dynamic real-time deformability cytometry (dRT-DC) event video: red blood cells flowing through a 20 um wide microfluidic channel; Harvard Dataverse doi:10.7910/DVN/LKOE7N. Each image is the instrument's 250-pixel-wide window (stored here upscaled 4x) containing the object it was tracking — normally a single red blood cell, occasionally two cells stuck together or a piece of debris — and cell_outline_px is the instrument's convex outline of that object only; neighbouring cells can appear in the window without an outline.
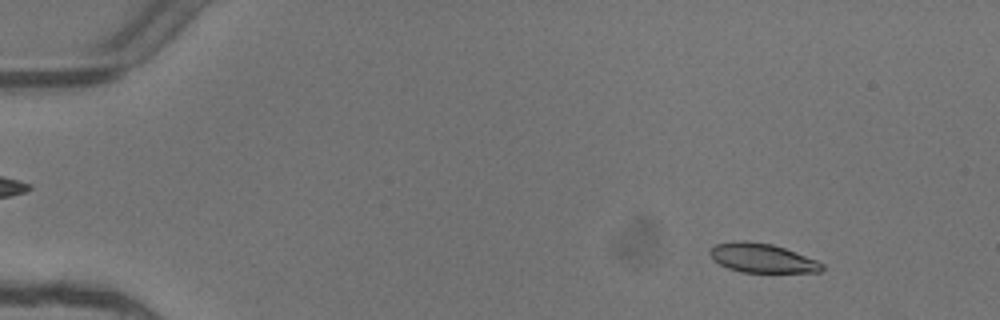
{"species": "common noctule bat (a hibernating species)", "species_latin": "Nyctalus noctula", "temperature_condition": "warm", "stored_images_in_passage": 6, "camera_frame_rate_fps": 3000, "um_per_image_px": 0.085, "animal": {"sex": "female"}, "frame": {"image": 1, "passage_image": 1, "time_ms": 0.0, "image_size_px": [1000, 320], "cell_outline_px": [[824, 268], [820, 272], [740, 272], [728, 268], [720, 264], [708, 252], [716, 244], [732, 240], [744, 240], [772, 244], [784, 248], [816, 260], [824, 264]], "centroid_in_image_um": [64.78, 21.93], "position_along_channel_um": 20.2, "area_um2": 18.9}}
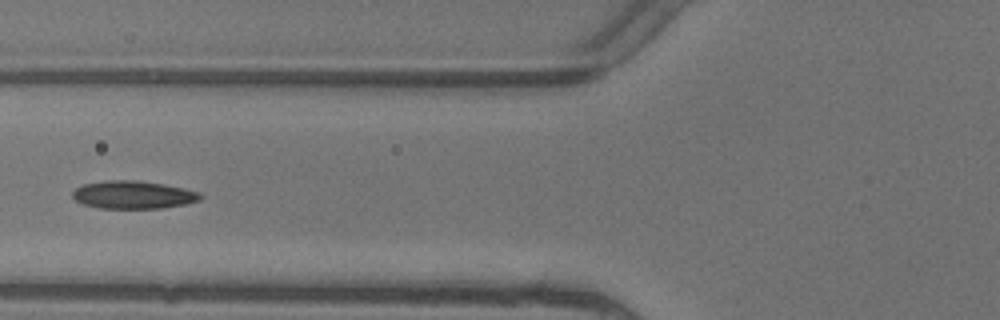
{"frame": {"image": 2, "passage_image": 5, "time_ms": 1.333, "image_size_px": [1000, 320], "cell_outline_px": [[204, 196], [200, 200], [184, 204], [160, 208], [100, 208], [84, 204], [76, 200], [72, 196], [72, 192], [76, 188], [84, 184], [104, 180], [136, 180], [164, 184], [184, 188], [200, 192]], "centroid_in_image_um": [11.34, 16.55], "position_along_channel_um": 114.5, "area_um2": 20.75}}
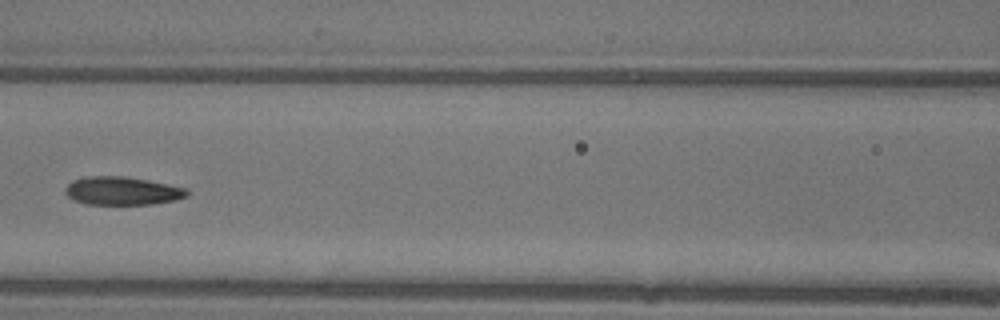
{"frame": {"image": 3, "passage_image": 6, "time_ms": 1.667, "image_size_px": [1000, 320], "cell_outline_px": [[188, 196], [176, 200], [152, 204], [88, 204], [76, 200], [68, 196], [64, 192], [64, 188], [72, 180], [88, 176], [124, 176], [148, 180], [188, 188]], "centroid_in_image_um": [10.41, 16.22], "position_along_channel_um": 156.2, "area_um2": 20.06}}